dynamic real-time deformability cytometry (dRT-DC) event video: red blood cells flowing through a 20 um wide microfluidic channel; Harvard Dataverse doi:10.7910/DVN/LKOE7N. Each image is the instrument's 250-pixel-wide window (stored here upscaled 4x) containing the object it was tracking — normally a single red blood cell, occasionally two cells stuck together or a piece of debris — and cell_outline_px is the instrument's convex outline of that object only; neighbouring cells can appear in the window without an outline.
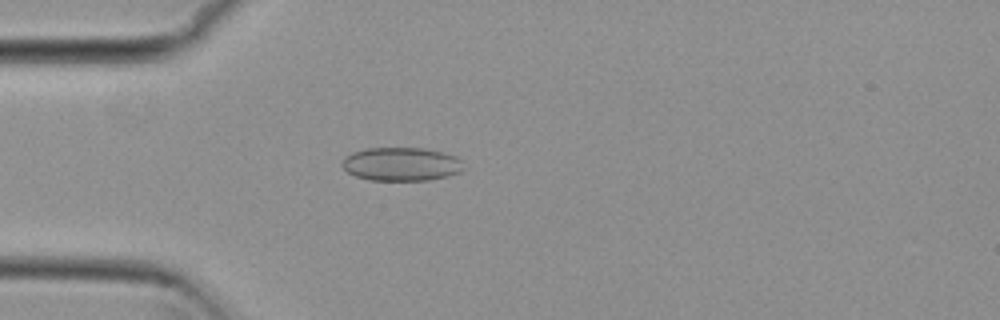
{"species": "common noctule bat (a hibernating species)", "species_latin": "Nyctalus noctula", "temperature_condition": "cold", "stored_images_in_passage": 46, "camera_frame_rate_fps": 3000, "um_per_image_px": 0.085, "animal": {"sex": "female", "body_mass_g": 29.2, "forearm_length_mm": 56.3}, "frame": {"image": 1, "passage_image": 11, "time_ms": 3.333, "image_size_px": [1000, 320], "cell_outline_px": [[464, 168], [460, 172], [448, 176], [428, 180], [368, 180], [356, 176], [348, 172], [340, 164], [344, 156], [352, 152], [364, 148], [424, 148], [456, 156], [460, 160]], "centroid_in_image_um": [34.07, 13.95], "position_along_channel_um": 50.9, "area_um2": 23.81}}
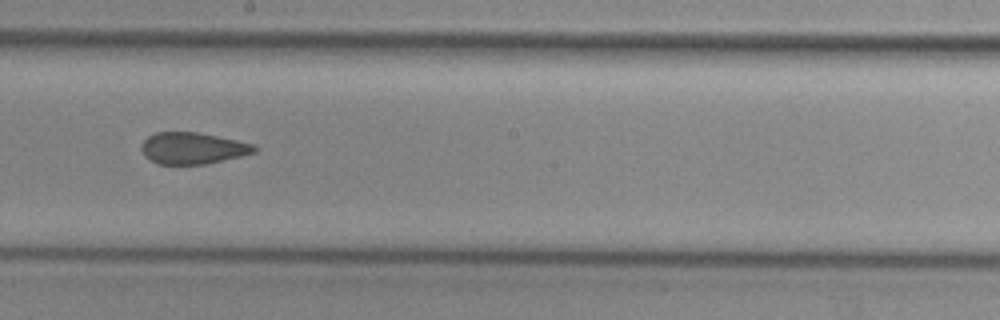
{"frame": {"image": 2, "passage_image": 26, "time_ms": 8.333, "image_size_px": [1000, 320], "cell_outline_px": [[256, 152], [240, 156], [204, 164], [156, 164], [144, 156], [140, 148], [140, 144], [148, 136], [156, 132], [200, 132], [236, 140], [252, 144], [256, 148]], "centroid_in_image_um": [16.32, 12.59], "position_along_channel_um": 231.9, "area_um2": 20.75}}
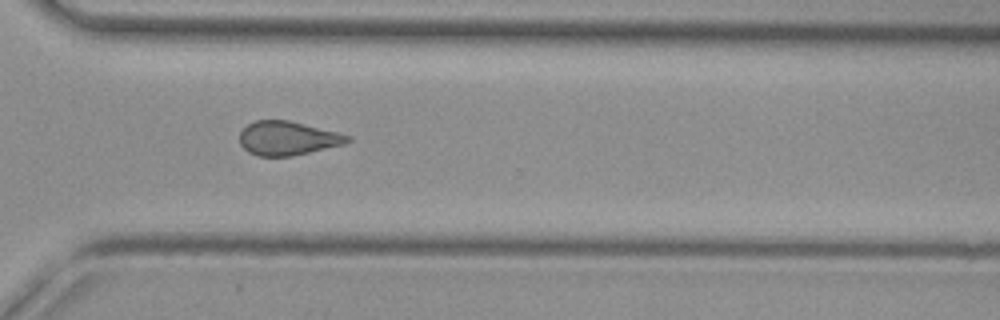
{"frame": {"image": 3, "passage_image": 35, "time_ms": 11.333, "image_size_px": [1000, 320], "cell_outline_px": [[352, 140], [344, 144], [292, 156], [256, 156], [248, 152], [240, 144], [240, 132], [248, 124], [256, 120], [288, 120], [352, 136]], "centroid_in_image_um": [24.44, 11.76], "position_along_channel_um": 346.2, "area_um2": 21.21}, "authors_computed_cell_mechanics": {"area_um2": 21.9062, "velocity_mm_per_s": 3.817, "shape_relaxation_time_tau1_ms": null, "shape_relaxation_time_tau2_ms": 2.2015, "deformation_change_tau1": null, "deformation_change_tau2": 0.0773}}